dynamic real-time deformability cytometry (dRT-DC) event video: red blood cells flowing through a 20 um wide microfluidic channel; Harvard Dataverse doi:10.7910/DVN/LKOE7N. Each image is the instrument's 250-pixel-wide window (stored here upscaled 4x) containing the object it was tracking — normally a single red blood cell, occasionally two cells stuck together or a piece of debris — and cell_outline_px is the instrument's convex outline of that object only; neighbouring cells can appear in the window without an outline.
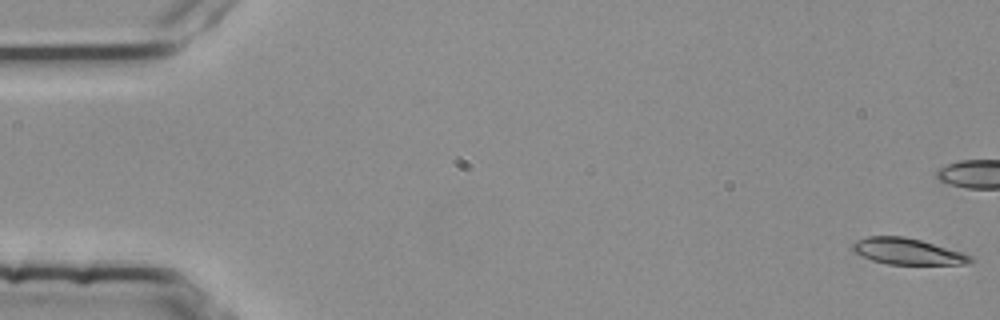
{"species": "common noctule bat (a hibernating species)", "species_latin": "Nyctalus noctula", "temperature_condition": "room temperature", "stored_images_in_passage": 54, "camera_frame_rate_fps": 3000, "um_per_image_px": 0.085, "animal": {"sex": "female", "body_mass_g": 25.1}, "frame": {"image": 1, "passage_image": 1, "time_ms": 0.0, "image_size_px": [1000, 320], "cell_outline_px": [[976, 260], [968, 264], [888, 264], [872, 260], [852, 252], [852, 244], [856, 240], [868, 236], [904, 236], [920, 240], [960, 252], [972, 256]], "centroid_in_image_um": [77.11, 21.37], "position_along_channel_um": 7.9, "area_um2": 17.92}, "authors_computed_cell_mechanics": {"area_um2": 19.5364, "velocity_mm_per_s": 3.7551, "shape_relaxation_time_tau1_ms": 4.3157, "shape_relaxation_time_tau2_ms": null, "deformation_change_tau1": 0.1324, "deformation_change_tau2": null}}